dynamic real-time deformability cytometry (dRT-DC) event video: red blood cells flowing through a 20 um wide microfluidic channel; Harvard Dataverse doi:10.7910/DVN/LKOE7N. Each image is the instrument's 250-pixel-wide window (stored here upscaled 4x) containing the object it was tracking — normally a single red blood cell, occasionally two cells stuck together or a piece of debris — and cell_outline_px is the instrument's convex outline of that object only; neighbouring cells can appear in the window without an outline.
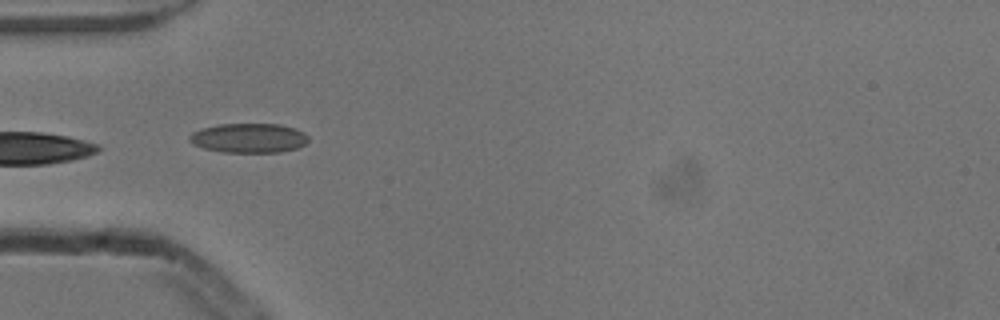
{"species": "common noctule bat (a hibernating species)", "species_latin": "Nyctalus noctula", "temperature_condition": "cold", "stored_images_in_passage": 35, "camera_frame_rate_fps": 3000, "um_per_image_px": 0.085, "animal": {"sex": "male", "body_mass_g": 13.3}, "frame": {"image": 1, "passage_image": 1, "time_ms": 0.0, "image_size_px": [1000, 320], "cell_outline_px": [[308, 140], [304, 144], [296, 148], [280, 152], [224, 152], [204, 148], [192, 144], [188, 140], [188, 136], [192, 132], [200, 128], [220, 124], [280, 124], [296, 128], [304, 132], [308, 136]], "centroid_in_image_um": [21.13, 11.72], "position_along_channel_um": 63.9, "area_um2": 20.52}}